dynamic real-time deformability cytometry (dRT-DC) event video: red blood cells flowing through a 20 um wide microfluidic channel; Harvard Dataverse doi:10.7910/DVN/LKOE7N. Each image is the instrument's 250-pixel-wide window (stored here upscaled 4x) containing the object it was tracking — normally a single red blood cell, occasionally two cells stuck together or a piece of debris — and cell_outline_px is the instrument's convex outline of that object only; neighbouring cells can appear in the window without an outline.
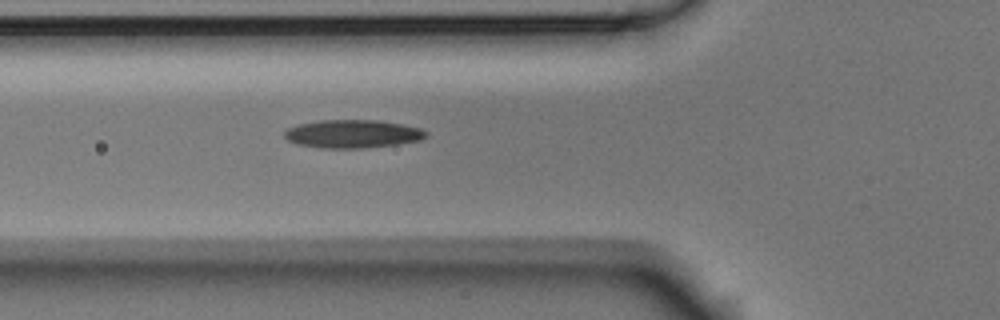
{"species": "Egyptian fruit bat (a non-hibernating species)", "species_latin": "Rousettus aegyptiacus", "temperature_condition": "room temperature", "stored_images_in_passage": 3, "camera_frame_rate_fps": 3000, "um_per_image_px": 0.085, "animal": {"sex": "male"}, "frame": {"image": 1, "passage_image": 3, "time_ms": 0.667, "image_size_px": [1000, 320], "cell_outline_px": [[428, 136], [420, 140], [396, 144], [364, 148], [320, 148], [296, 144], [288, 140], [284, 136], [284, 132], [288, 128], [300, 124], [320, 120], [380, 120], [420, 128], [428, 132]], "centroid_in_image_um": [29.97, 11.38], "position_along_channel_um": 95.8, "area_um2": 23.24}}